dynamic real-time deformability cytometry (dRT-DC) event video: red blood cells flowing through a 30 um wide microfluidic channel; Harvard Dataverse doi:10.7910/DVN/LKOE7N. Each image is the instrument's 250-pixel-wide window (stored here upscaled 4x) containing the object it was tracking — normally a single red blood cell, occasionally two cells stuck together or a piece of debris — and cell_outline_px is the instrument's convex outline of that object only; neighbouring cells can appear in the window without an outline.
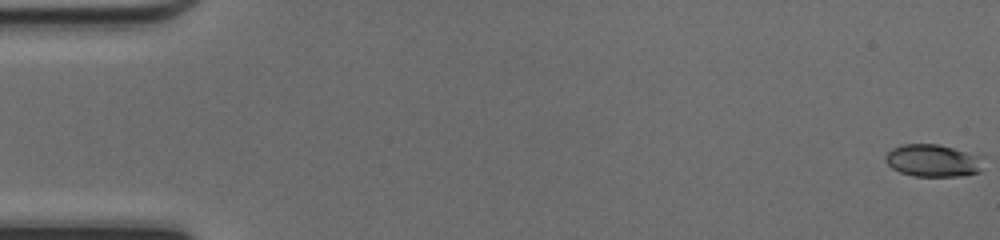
{"species": "common noctule bat (a hibernating species)", "species_latin": "Nyctalus noctula", "temperature_condition": "cold", "stored_images_in_passage": 50, "segment_of_instrument_passage": [1, 2], "camera_frame_rate_fps": 3000, "um_per_image_px": 0.085, "animal": {"sex": "female", "body_mass_g": 17.0, "forearm_length_mm": 48.0}, "frame": {"image": 1, "passage_image": 1, "time_ms": 0.0, "image_size_px": [1000, 240], "cell_outline_px": [[976, 172], [956, 176], [916, 176], [900, 172], [892, 168], [884, 160], [884, 156], [892, 148], [904, 144], [936, 144], [952, 148], [964, 152], [972, 156], [976, 168]], "centroid_in_image_um": [79.04, 13.64], "position_along_channel_um": 6.0, "area_um2": 17.22}}
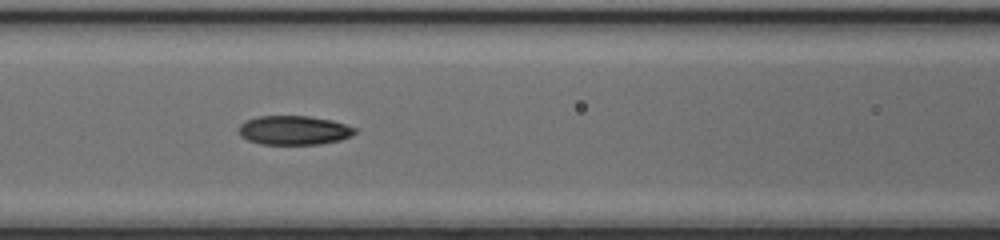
{"frame": {"image": 2, "passage_image": 22, "time_ms": 7.0, "image_size_px": [1000, 240], "cell_outline_px": [[356, 132], [352, 136], [340, 140], [320, 144], [260, 144], [248, 140], [240, 136], [240, 124], [256, 116], [308, 116], [332, 120], [356, 128]], "centroid_in_image_um": [25.0, 11.07], "position_along_channel_um": 141.6, "area_um2": 19.65}}
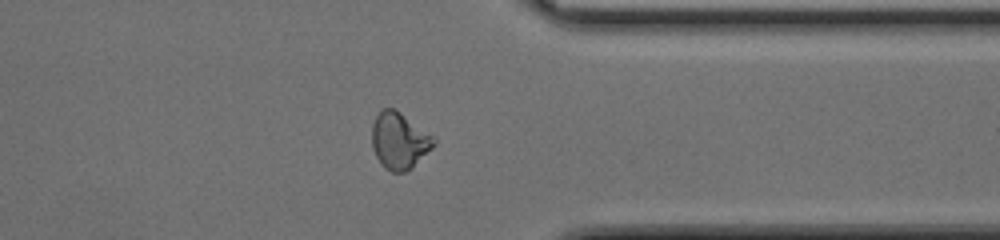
{"frame": {"image": 3, "passage_image": 39, "time_ms": 12.667, "image_size_px": [1000, 240], "cell_outline_px": [[436, 144], [412, 168], [404, 172], [392, 172], [384, 168], [380, 164], [372, 148], [372, 124], [376, 116], [384, 108], [396, 108], [432, 136], [436, 140]], "centroid_in_image_um": [33.92, 11.97], "position_along_channel_um": 377.5, "area_um2": 20.4}}